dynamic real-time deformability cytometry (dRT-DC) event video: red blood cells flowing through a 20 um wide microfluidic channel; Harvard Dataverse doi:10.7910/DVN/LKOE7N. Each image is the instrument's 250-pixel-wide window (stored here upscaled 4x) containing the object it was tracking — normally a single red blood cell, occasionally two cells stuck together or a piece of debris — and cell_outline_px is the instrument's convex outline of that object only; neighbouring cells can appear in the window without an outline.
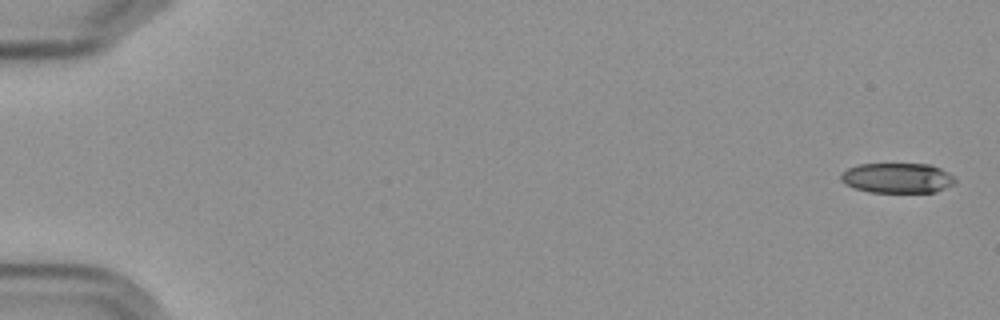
{"species": "Egyptian fruit bat (a non-hibernating species)", "species_latin": "Rousettus aegyptiacus", "temperature_condition": "cold", "stored_images_in_passage": 8, "camera_frame_rate_fps": 3000, "um_per_image_px": 0.085, "frame": {"image": 1, "passage_image": 1, "time_ms": 0.0, "image_size_px": [1000, 320], "cell_outline_px": [[956, 184], [936, 192], [868, 192], [844, 184], [840, 180], [840, 176], [848, 168], [860, 164], [932, 164], [948, 172], [956, 180]], "centroid_in_image_um": [76.3, 15.13], "position_along_channel_um": 8.7, "area_um2": 20.11}}
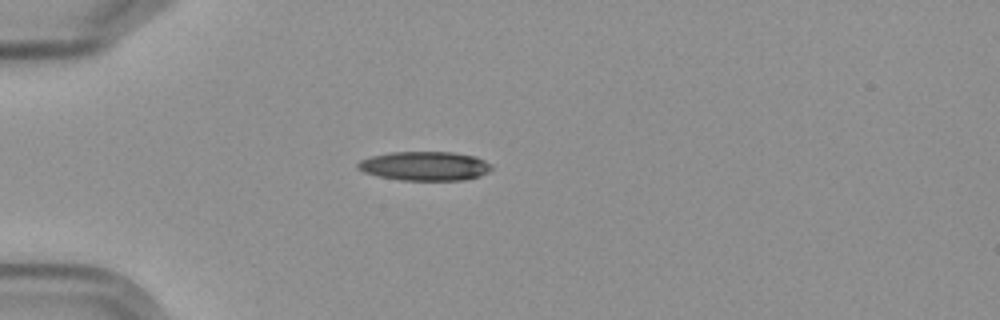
{"frame": {"image": 2, "passage_image": 5, "time_ms": 5.0, "image_size_px": [1000, 320], "cell_outline_px": [[492, 168], [488, 172], [480, 176], [464, 180], [400, 180], [380, 176], [364, 172], [356, 168], [356, 164], [360, 160], [372, 156], [392, 152], [452, 152], [476, 156], [492, 164]], "centroid_in_image_um": [36.13, 14.11], "position_along_channel_um": 48.9, "area_um2": 22.72}}
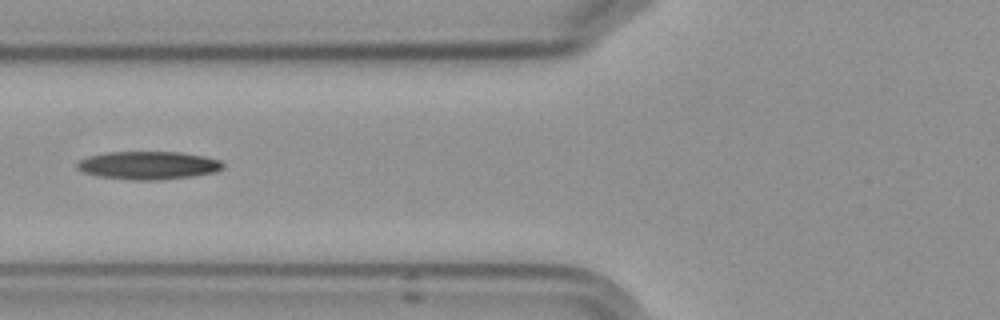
{"frame": {"image": 3, "passage_image": 7, "time_ms": 7.333, "image_size_px": [1000, 320], "cell_outline_px": [[224, 168], [216, 172], [196, 176], [160, 180], [136, 180], [96, 176], [84, 172], [76, 168], [76, 164], [80, 160], [88, 156], [108, 152], [180, 152], [204, 156], [220, 160], [224, 164]], "centroid_in_image_um": [12.63, 14.06], "position_along_channel_um": 113.2, "area_um2": 24.04}}